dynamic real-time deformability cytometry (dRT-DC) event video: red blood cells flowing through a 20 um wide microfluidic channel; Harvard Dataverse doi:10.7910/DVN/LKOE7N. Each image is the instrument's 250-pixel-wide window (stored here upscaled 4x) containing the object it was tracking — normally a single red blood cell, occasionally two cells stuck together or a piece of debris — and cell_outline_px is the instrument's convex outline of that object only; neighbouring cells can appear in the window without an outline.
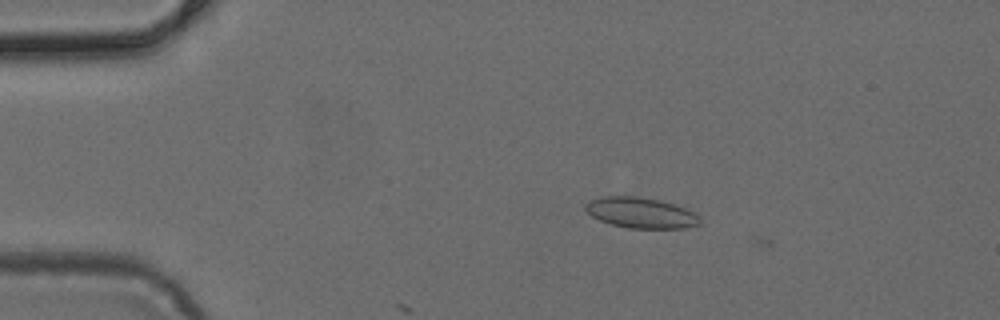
{"species": "common noctule bat (a hibernating species)", "species_latin": "Nyctalus noctula", "temperature_condition": "cold", "stored_images_in_passage": 4, "camera_frame_rate_fps": 3000, "um_per_image_px": 0.085, "animal": {"sex": "female", "body_mass_g": 24.6, "forearm_length_mm": 56.2}, "frame": {"image": 1, "passage_image": 3, "time_ms": 0.667, "image_size_px": [1000, 320], "cell_outline_px": [[700, 224], [684, 228], [628, 228], [612, 224], [600, 220], [592, 216], [584, 208], [584, 204], [600, 196], [636, 196], [660, 200], [676, 204], [692, 212], [700, 220]], "centroid_in_image_um": [54.44, 18.08], "position_along_channel_um": 30.6, "area_um2": 20.29}}